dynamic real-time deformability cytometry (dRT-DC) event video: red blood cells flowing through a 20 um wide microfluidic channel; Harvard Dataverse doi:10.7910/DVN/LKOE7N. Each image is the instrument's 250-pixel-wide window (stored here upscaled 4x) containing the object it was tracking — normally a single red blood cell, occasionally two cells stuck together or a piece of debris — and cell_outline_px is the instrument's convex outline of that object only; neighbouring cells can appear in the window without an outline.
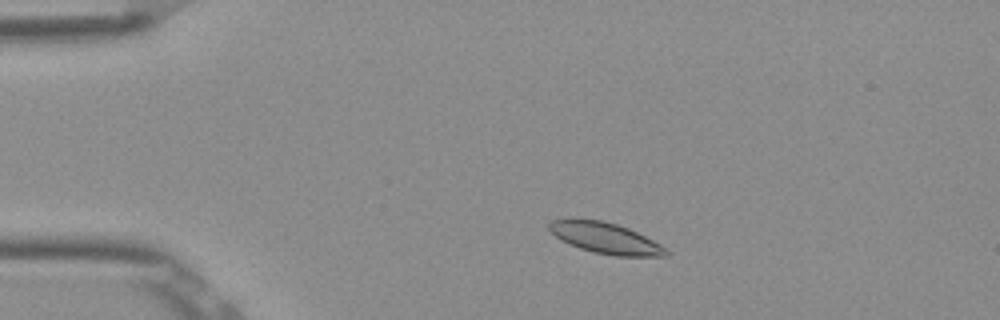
{"species": "Egyptian fruit bat (a non-hibernating species)", "species_latin": "Rousettus aegyptiacus", "temperature_condition": "room temperature", "stored_images_in_passage": 45, "camera_frame_rate_fps": 3000, "um_per_image_px": 0.085, "frame": {"image": 1, "passage_image": 3, "time_ms": 0.667, "image_size_px": [1000, 320], "cell_outline_px": [[668, 256], [616, 256], [592, 252], [580, 248], [560, 240], [548, 228], [548, 224], [552, 220], [600, 220], [616, 224], [628, 228], [660, 244], [668, 252]], "centroid_in_image_um": [51.46, 20.26], "position_along_channel_um": 33.5, "area_um2": 20.58}}
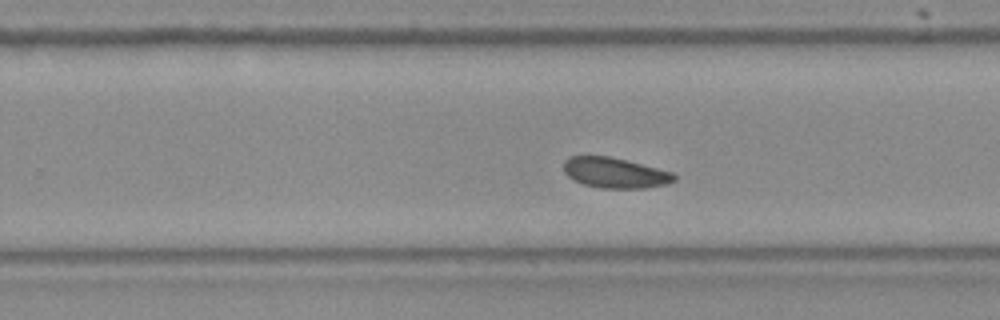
{"frame": {"image": 2, "passage_image": 26, "time_ms": 8.333, "image_size_px": [1000, 320], "cell_outline_px": [[676, 180], [668, 184], [644, 188], [600, 188], [584, 184], [568, 176], [564, 172], [564, 160], [568, 156], [608, 156], [672, 172], [676, 176]], "centroid_in_image_um": [52.26, 14.69], "position_along_channel_um": 277.5, "area_um2": 19.36}}
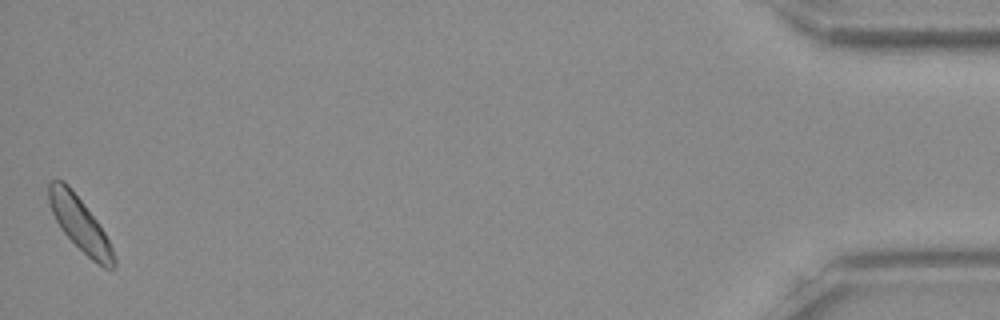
{"frame": {"image": 3, "passage_image": 45, "time_ms": 14.667, "image_size_px": [1000, 320], "cell_outline_px": [[116, 264], [112, 268], [104, 268], [96, 264], [60, 228], [52, 212], [48, 200], [48, 184], [52, 180], [64, 180], [68, 184], [84, 204], [96, 220], [104, 232], [112, 248], [116, 260]], "centroid_in_image_um": [6.78, 19.03], "position_along_channel_um": 428.4, "area_um2": 20.0}, "authors_computed_cell_mechanics": {"area_um2": 20.23, "velocity_mm_per_s": 3.813, "shape_relaxation_time_tau1_ms": 3.2109, "shape_relaxation_time_tau2_ms": 2.2551, "deformation_change_tau1": 0.0692, "deformation_change_tau2": 0.0576}}